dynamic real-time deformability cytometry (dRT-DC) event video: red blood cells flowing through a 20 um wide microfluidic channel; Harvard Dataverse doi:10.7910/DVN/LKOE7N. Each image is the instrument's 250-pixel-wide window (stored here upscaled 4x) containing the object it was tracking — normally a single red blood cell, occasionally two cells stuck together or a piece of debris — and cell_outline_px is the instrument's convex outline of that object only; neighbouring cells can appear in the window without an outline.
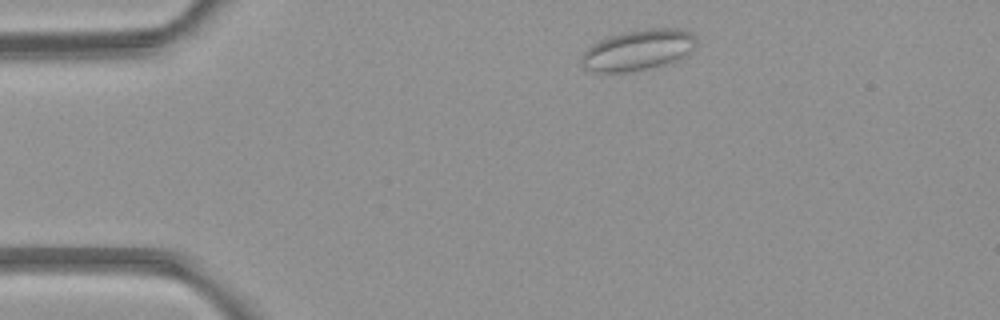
{"species": "common noctule bat (a hibernating species)", "species_latin": "Nyctalus noctula", "temperature_condition": "room temperature", "stored_images_in_passage": 2, "camera_frame_rate_fps": 3000, "um_per_image_px": 0.085, "animal": {"sex": "female", "body_mass_g": 21.9}, "frame": {"image": 1, "passage_image": 2, "time_ms": 1.333, "image_size_px": [1000, 320], "cell_outline_px": [[696, 44], [688, 56], [680, 60], [664, 64], [628, 72], [596, 72], [584, 68], [580, 64], [580, 56], [596, 40], [608, 36], [624, 32], [648, 28], [680, 28], [692, 32], [696, 36]], "centroid_in_image_um": [54.25, 4.24], "position_along_channel_um": 30.7, "area_um2": 27.69}}